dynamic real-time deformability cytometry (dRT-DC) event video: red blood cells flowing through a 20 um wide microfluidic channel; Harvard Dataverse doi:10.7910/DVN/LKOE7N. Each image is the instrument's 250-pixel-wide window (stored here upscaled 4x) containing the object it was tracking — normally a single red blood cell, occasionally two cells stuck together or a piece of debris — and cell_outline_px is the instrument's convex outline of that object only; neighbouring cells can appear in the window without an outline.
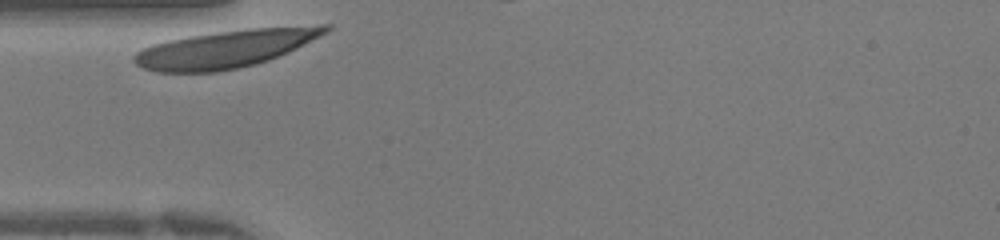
{"species": "human", "species_latin": "Homo sapiens", "temperature_condition": "warm", "stored_images_in_passage": 25, "camera_frame_rate_fps": 3000, "um_per_image_px": 0.085, "donor": {"sex": "female"}, "frame": {"image": 1, "passage_image": 1, "time_ms": 0.0, "image_size_px": [1000, 240], "cell_outline_px": [[332, 28], [296, 48], [288, 52], [268, 60], [256, 64], [216, 72], [156, 72], [144, 68], [136, 64], [132, 60], [132, 56], [136, 52], [152, 44], [168, 40], [192, 36], [220, 32], [252, 28], [320, 24], [332, 24]], "centroid_in_image_um": [19.17, 4.15], "position_along_channel_um": 65.8, "area_um2": 41.56}}
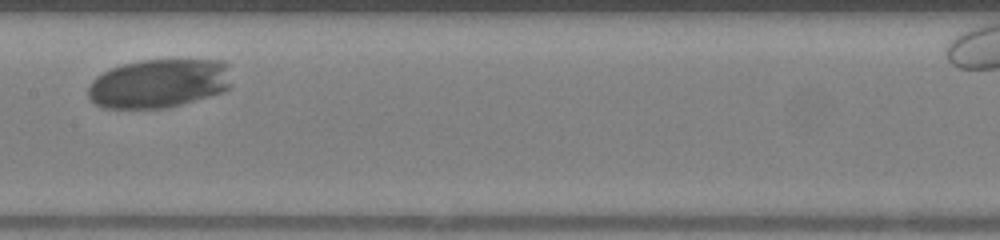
{"frame": {"image": 2, "passage_image": 11, "time_ms": 3.333, "image_size_px": [1000, 240], "cell_outline_px": [[232, 88], [224, 92], [168, 108], [104, 108], [96, 104], [88, 96], [88, 88], [92, 80], [96, 76], [120, 64], [140, 60], [224, 60], [228, 64], [232, 84]], "centroid_in_image_um": [13.55, 7.09], "position_along_channel_um": 193.8, "area_um2": 41.38}}
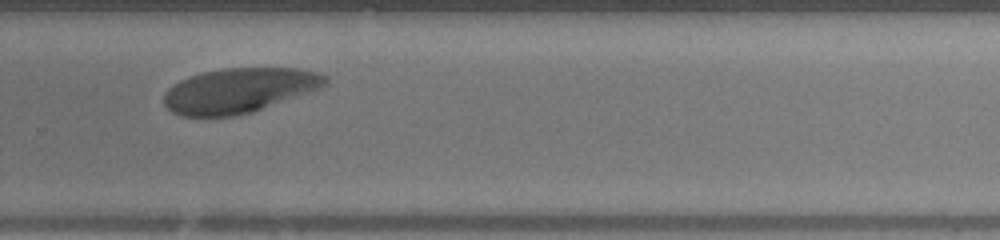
{"frame": {"image": 3, "passage_image": 19, "time_ms": 6.0, "image_size_px": [1000, 240], "cell_outline_px": [[328, 84], [320, 88], [252, 112], [236, 116], [180, 116], [172, 112], [164, 104], [164, 92], [172, 84], [180, 80], [204, 72], [224, 68], [296, 68], [320, 72], [328, 76]], "centroid_in_image_um": [20.33, 7.68], "position_along_channel_um": 309.5, "area_um2": 42.14}}